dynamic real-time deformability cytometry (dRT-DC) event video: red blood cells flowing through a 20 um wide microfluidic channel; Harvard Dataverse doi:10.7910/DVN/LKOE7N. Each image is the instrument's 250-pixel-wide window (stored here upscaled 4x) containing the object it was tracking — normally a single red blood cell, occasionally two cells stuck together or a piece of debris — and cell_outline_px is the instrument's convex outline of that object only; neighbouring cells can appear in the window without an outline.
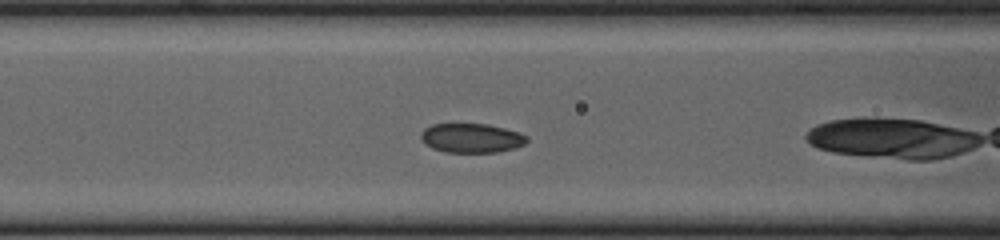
{"species": "common noctule bat (a hibernating species)", "species_latin": "Nyctalus noctula", "temperature_condition": "cold", "stored_images_in_passage": 20, "camera_frame_rate_fps": 3000, "um_per_image_px": 0.085, "animal": {"sex": "female", "body_mass_g": 23.0, "forearm_length_mm": 53.4}, "frame": {"image": 1, "passage_image": 6, "time_ms": 1.667, "image_size_px": [1000, 240], "cell_outline_px": [[528, 140], [524, 144], [512, 148], [496, 152], [444, 152], [432, 148], [424, 144], [420, 136], [420, 132], [424, 128], [432, 124], [488, 124], [520, 132], [528, 136]], "centroid_in_image_um": [40.05, 11.73], "position_along_channel_um": 126.6, "area_um2": 18.15}}
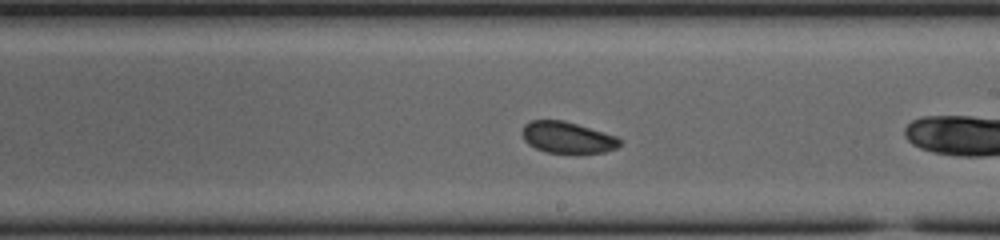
{"frame": {"image": 2, "passage_image": 15, "time_ms": 4.667, "image_size_px": [1000, 240], "cell_outline_px": [[620, 144], [616, 148], [604, 152], [544, 152], [528, 144], [524, 140], [524, 124], [532, 120], [564, 120], [616, 136], [620, 140]], "centroid_in_image_um": [48.22, 11.67], "position_along_channel_um": 240.8, "area_um2": 17.46}}
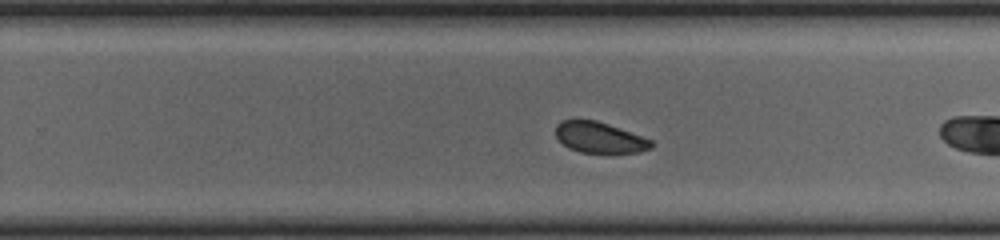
{"frame": {"image": 3, "passage_image": 18, "time_ms": 5.667, "image_size_px": [1000, 240], "cell_outline_px": [[656, 144], [652, 148], [640, 152], [580, 152], [568, 148], [556, 136], [556, 124], [560, 120], [596, 120], [608, 124], [652, 140]], "centroid_in_image_um": [50.97, 11.68], "position_along_channel_um": 278.8, "area_um2": 17.05}}